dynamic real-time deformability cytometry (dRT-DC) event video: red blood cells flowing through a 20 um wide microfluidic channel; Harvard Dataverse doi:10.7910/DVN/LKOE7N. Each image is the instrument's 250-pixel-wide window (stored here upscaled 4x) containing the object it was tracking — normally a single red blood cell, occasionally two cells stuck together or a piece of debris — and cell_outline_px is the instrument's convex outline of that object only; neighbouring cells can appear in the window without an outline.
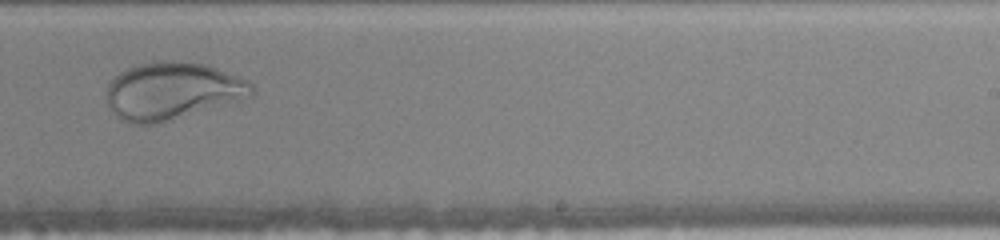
{"species": "human", "species_latin": "Homo sapiens", "temperature_condition": "warm", "stored_images_in_passage": 28, "camera_frame_rate_fps": 3000, "um_per_image_px": 0.085, "donor": {"sex": "female"}, "frame": {"image": 1, "passage_image": 20, "time_ms": 6.333, "image_size_px": [1000, 240], "cell_outline_px": [[256, 92], [252, 96], [172, 120], [156, 124], [132, 124], [116, 116], [112, 112], [108, 104], [108, 84], [120, 72], [136, 64], [168, 60], [172, 60], [208, 64], [248, 80], [252, 84]], "centroid_in_image_um": [14.67, 7.72], "position_along_channel_um": 274.3, "area_um2": 48.49}}